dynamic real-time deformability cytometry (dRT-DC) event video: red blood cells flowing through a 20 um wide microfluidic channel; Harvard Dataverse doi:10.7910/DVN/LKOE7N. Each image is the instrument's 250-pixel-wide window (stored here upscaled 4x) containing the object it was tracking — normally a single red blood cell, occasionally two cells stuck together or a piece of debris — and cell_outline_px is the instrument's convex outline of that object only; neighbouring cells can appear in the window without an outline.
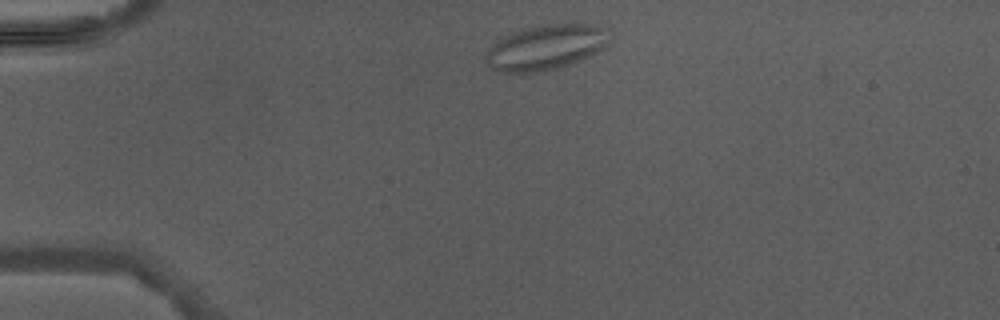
{"species": "Egyptian fruit bat (a non-hibernating species)", "species_latin": "Rousettus aegyptiacus", "temperature_condition": "warm", "stored_images_in_passage": 2, "camera_frame_rate_fps": 3000, "um_per_image_px": 0.085, "animal": {"sex": "male"}, "frame": {"image": 1, "passage_image": 1, "time_ms": 0.0, "image_size_px": [1000, 320], "cell_outline_px": [[616, 36], [604, 48], [580, 60], [556, 68], [536, 72], [492, 72], [484, 60], [484, 52], [496, 40], [504, 36], [528, 28], [544, 24], [572, 20], [580, 20], [596, 24], [608, 28]], "centroid_in_image_um": [46.48, 3.96], "position_along_channel_um": 38.5, "area_um2": 33.93}}